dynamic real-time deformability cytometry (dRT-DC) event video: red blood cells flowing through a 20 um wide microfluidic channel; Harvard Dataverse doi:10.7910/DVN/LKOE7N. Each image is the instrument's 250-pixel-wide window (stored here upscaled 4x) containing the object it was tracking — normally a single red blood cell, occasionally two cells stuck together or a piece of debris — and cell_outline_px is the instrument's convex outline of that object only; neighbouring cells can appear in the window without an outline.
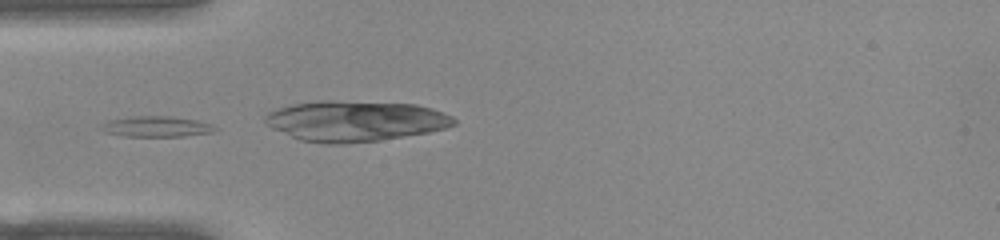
{"species": "common noctule bat (a hibernating species)", "species_latin": "Nyctalus noctula", "temperature_condition": "warm", "stored_images_in_passage": 50, "camera_frame_rate_fps": 3000, "um_per_image_px": 0.085, "animal": {"sex": "female", "body_mass_g": 22.0, "forearm_length_mm": 56.7}, "frame": {"image": 1, "passage_image": 14, "time_ms": 4.333, "image_size_px": [1000, 240], "cell_outline_px": [[220, 128], [212, 132], [184, 136], [124, 136], [104, 132], [100, 128], [100, 124], [108, 120], [132, 116], [172, 116], [196, 120], [212, 124]], "centroid_in_image_um": [13.29, 10.75], "position_along_channel_um": 71.7, "area_um2": 13.81}}
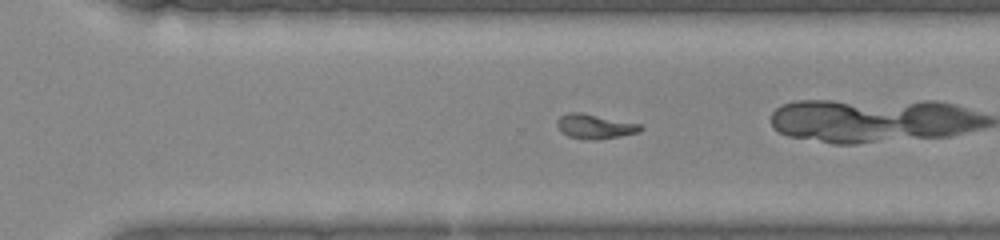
{"frame": {"image": 2, "passage_image": 33, "time_ms": 10.667, "image_size_px": [1000, 240], "cell_outline_px": [[644, 128], [640, 132], [620, 136], [596, 140], [584, 140], [568, 136], [560, 132], [556, 124], [556, 120], [560, 116], [568, 112], [580, 112], [640, 124]], "centroid_in_image_um": [50.53, 10.75], "position_along_channel_um": 320.1, "area_um2": 12.08}}
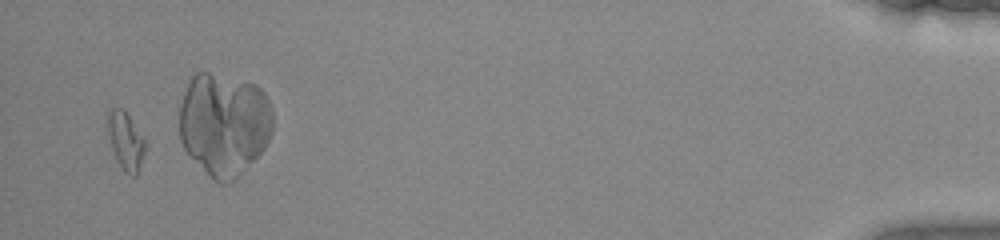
{"frame": {"image": 3, "passage_image": 48, "time_ms": 15.667, "image_size_px": [1000, 240], "cell_outline_px": [[144, 152], [136, 176], [132, 176], [124, 172], [116, 160], [112, 148], [108, 132], [108, 112], [112, 108], [124, 108], [144, 136]], "centroid_in_image_um": [10.68, 11.95], "position_along_channel_um": 424.5, "area_um2": 12.54}, "authors_computed_cell_mechanics": {"area_um2": 12.1669, "velocity_mm_per_s": 3.9227, "shape_relaxation_time_tau1_ms": null, "shape_relaxation_time_tau2_ms": 9.3863, "deformation_change_tau1": null, "deformation_change_tau2": 0.1863}}